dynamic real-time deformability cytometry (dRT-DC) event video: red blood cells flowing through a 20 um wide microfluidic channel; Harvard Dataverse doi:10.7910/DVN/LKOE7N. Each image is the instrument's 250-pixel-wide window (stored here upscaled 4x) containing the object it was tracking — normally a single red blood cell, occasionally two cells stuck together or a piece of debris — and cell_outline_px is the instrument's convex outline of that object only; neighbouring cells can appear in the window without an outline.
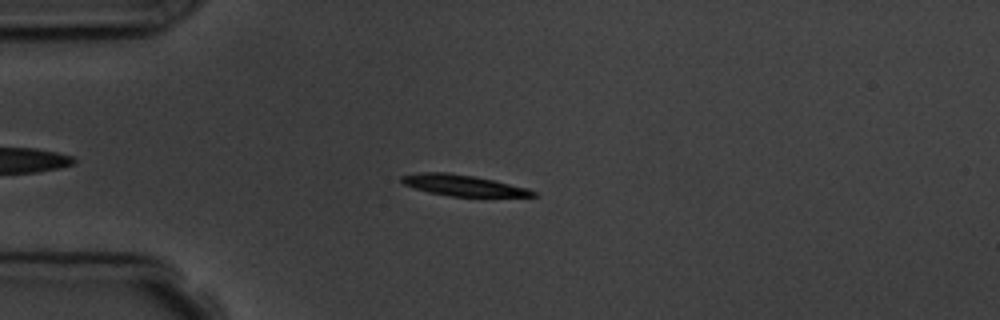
{"species": "common noctule bat (a hibernating species)", "species_latin": "Nyctalus noctula", "temperature_condition": "room temperature", "stored_images_in_passage": 3, "camera_frame_rate_fps": 3000, "um_per_image_px": 0.085, "animal": {"sex": "male", "body_mass_g": 19.5, "forearm_length_mm": 54.6}, "frame": {"image": 1, "passage_image": 2, "time_ms": 1.0, "image_size_px": [1000, 320], "cell_outline_px": [[536, 196], [452, 196], [428, 192], [404, 184], [400, 180], [400, 176], [420, 172], [448, 172], [472, 176], [492, 180], [528, 188], [536, 192]], "centroid_in_image_um": [39.32, 15.74], "position_along_channel_um": 45.7, "area_um2": 15.78}}